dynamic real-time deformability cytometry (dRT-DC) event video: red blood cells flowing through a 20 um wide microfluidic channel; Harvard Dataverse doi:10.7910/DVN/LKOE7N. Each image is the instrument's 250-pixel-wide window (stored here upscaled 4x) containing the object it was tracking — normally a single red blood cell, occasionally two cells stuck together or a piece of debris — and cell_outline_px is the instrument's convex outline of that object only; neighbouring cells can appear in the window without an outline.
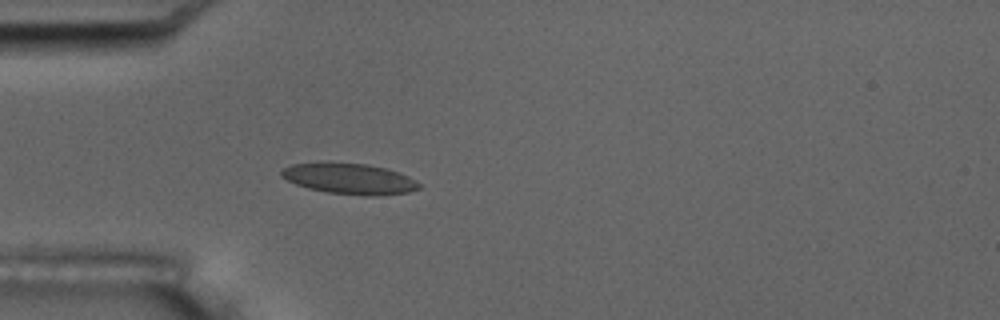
{"species": "common noctule bat (a hibernating species)", "species_latin": "Nyctalus noctula", "temperature_condition": "room temperature", "stored_images_in_passage": 3, "camera_frame_rate_fps": 3000, "um_per_image_px": 0.085, "animal": {"sex": "male", "body_mass_g": 17.5, "forearm_length_mm": 52.3}, "frame": {"image": 1, "passage_image": 3, "time_ms": 0.667, "image_size_px": [1000, 320], "cell_outline_px": [[420, 188], [408, 192], [372, 196], [368, 196], [328, 192], [308, 188], [296, 184], [280, 176], [280, 172], [284, 168], [292, 164], [328, 160], [364, 164], [388, 168], [408, 176], [420, 184]], "centroid_in_image_um": [29.66, 15.16], "position_along_channel_um": 55.3, "area_um2": 25.03}}